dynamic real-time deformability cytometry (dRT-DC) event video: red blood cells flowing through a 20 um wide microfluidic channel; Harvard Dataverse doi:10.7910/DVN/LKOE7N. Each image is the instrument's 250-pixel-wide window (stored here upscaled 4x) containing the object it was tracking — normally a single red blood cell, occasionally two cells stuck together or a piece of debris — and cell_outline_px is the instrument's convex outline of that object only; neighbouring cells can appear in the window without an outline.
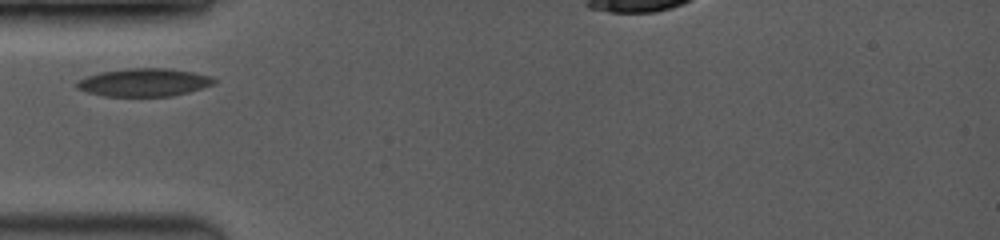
{"species": "common noctule bat (a hibernating species)", "species_latin": "Nyctalus noctula", "temperature_condition": "room temperature", "stored_images_in_passage": 2, "camera_frame_rate_fps": 3500, "um_per_image_px": 0.085, "animal": {"sex": "female", "body_mass_g": 19.0, "forearm_length_mm": 53.3}, "frame": {"image": 1, "passage_image": 1, "time_ms": 0.0, "image_size_px": [1000, 240], "cell_outline_px": [[220, 80], [212, 84], [188, 92], [172, 96], [104, 96], [88, 92], [76, 88], [76, 80], [100, 72], [128, 68], [168, 68], [192, 72], [212, 76]], "centroid_in_image_um": [12.24, 7.0], "position_along_channel_um": 72.8, "area_um2": 22.37}}
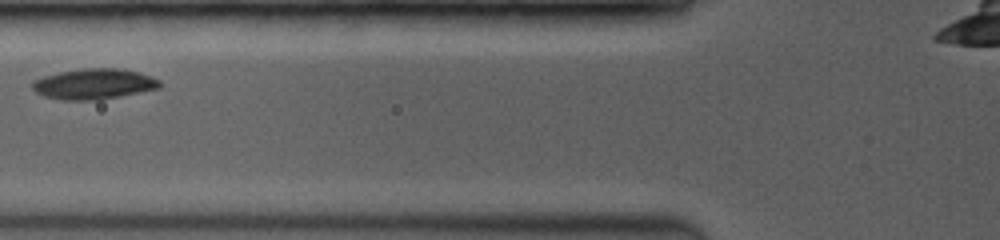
{"frame": {"image": 2, "passage_image": 2, "time_ms": 1.143, "image_size_px": [1000, 240], "cell_outline_px": [[160, 88], [100, 100], [60, 100], [44, 96], [36, 92], [32, 88], [32, 80], [44, 76], [60, 72], [84, 68], [124, 68], [140, 72], [152, 76], [160, 80]], "centroid_in_image_um": [7.99, 7.13], "position_along_channel_um": 117.8, "area_um2": 22.89}}